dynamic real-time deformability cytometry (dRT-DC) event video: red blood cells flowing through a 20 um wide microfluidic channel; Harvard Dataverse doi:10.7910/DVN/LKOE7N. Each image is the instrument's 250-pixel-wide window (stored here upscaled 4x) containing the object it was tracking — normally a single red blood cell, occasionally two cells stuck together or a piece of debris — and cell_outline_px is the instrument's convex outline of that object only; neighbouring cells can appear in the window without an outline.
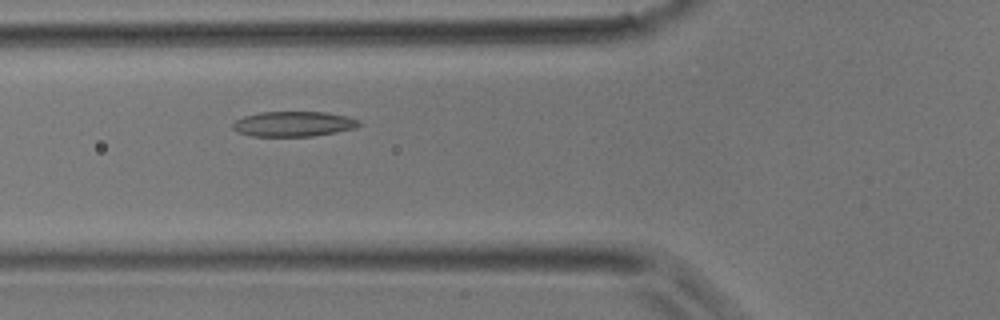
{"species": "common noctule bat (a hibernating species)", "species_latin": "Nyctalus noctula", "temperature_condition": "room temperature", "stored_images_in_passage": 36, "camera_frame_rate_fps": 3000, "um_per_image_px": 0.085, "animal": {"sex": "male", "body_mass_g": 17.9}, "frame": {"image": 1, "passage_image": 10, "time_ms": 3.0, "image_size_px": [1000, 320], "cell_outline_px": [[360, 124], [356, 128], [336, 132], [312, 136], [252, 136], [236, 132], [232, 128], [232, 124], [236, 120], [244, 116], [260, 112], [324, 112], [344, 116], [360, 120]], "centroid_in_image_um": [24.92, 10.54], "position_along_channel_um": 100.9, "area_um2": 18.44}}
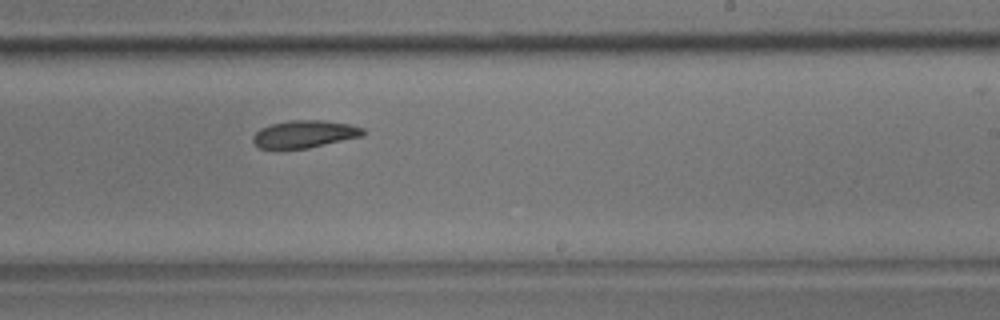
{"frame": {"image": 2, "passage_image": 20, "time_ms": 6.333, "image_size_px": [1000, 320], "cell_outline_px": [[364, 136], [308, 148], [260, 148], [252, 140], [252, 136], [260, 128], [272, 124], [288, 120], [324, 120], [352, 124], [364, 128]], "centroid_in_image_um": [25.92, 11.38], "position_along_channel_um": 263.1, "area_um2": 17.63}}
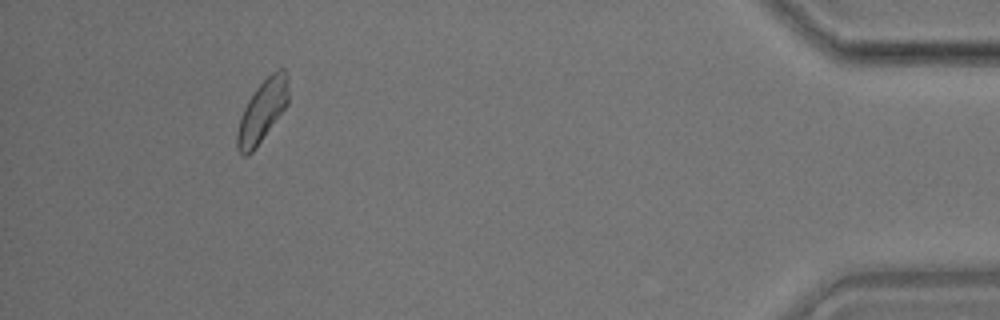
{"frame": {"image": 3, "passage_image": 33, "time_ms": 10.667, "image_size_px": [1000, 320], "cell_outline_px": [[288, 104], [256, 148], [248, 156], [244, 156], [240, 152], [236, 144], [236, 132], [240, 116], [248, 100], [256, 88], [276, 68], [284, 68], [288, 76]], "centroid_in_image_um": [22.29, 9.44], "position_along_channel_um": 412.9, "area_um2": 18.61}}